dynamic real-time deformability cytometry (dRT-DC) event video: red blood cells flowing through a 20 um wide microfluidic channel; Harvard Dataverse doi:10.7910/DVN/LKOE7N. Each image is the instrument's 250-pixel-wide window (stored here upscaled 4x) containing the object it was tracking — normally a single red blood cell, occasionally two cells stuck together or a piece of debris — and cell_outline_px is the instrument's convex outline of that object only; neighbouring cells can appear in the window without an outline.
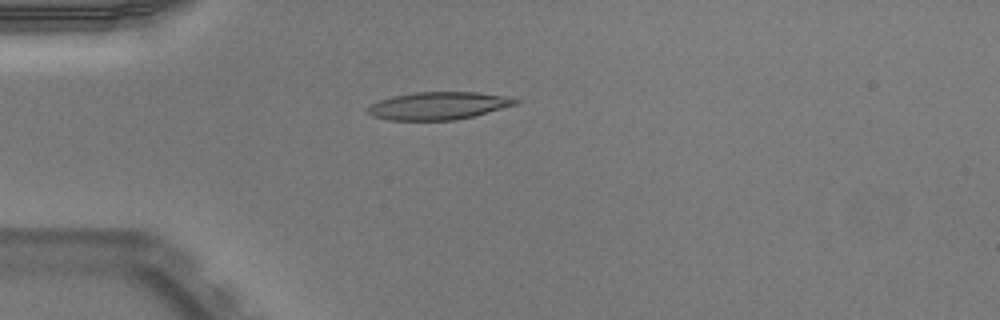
{"species": "Egyptian fruit bat (a non-hibernating species)", "species_latin": "Rousettus aegyptiacus", "temperature_condition": "warm", "stored_images_in_passage": 31, "camera_frame_rate_fps": 3000, "um_per_image_px": 0.085, "animal": {"sex": "male"}, "frame": {"image": 1, "passage_image": 1, "time_ms": 0.0, "image_size_px": [1000, 320], "cell_outline_px": [[520, 100], [516, 104], [472, 116], [456, 120], [388, 120], [372, 116], [364, 112], [364, 108], [380, 100], [392, 96], [416, 92], [476, 92], [508, 96]], "centroid_in_image_um": [37.2, 8.99], "position_along_channel_um": 47.8, "area_um2": 23.81}}
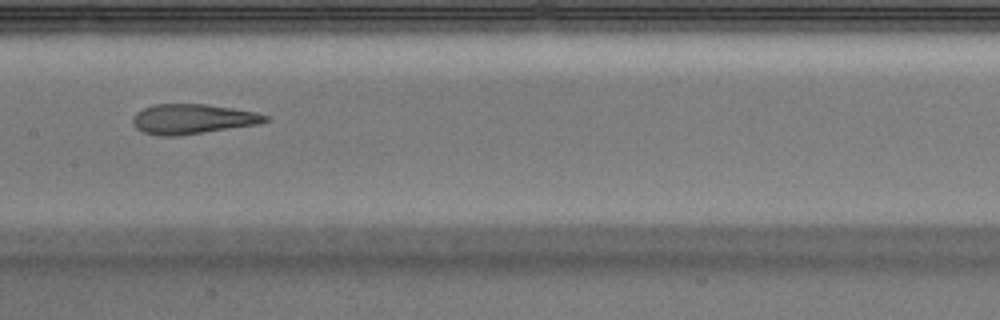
{"frame": {"image": 2, "passage_image": 13, "time_ms": 4.0, "image_size_px": [1000, 320], "cell_outline_px": [[272, 120], [260, 124], [180, 136], [160, 136], [144, 132], [136, 128], [132, 120], [132, 116], [136, 112], [144, 108], [156, 104], [204, 104], [232, 108], [256, 112], [268, 116]], "centroid_in_image_um": [16.39, 10.12], "position_along_channel_um": 191.0, "area_um2": 23.24}}
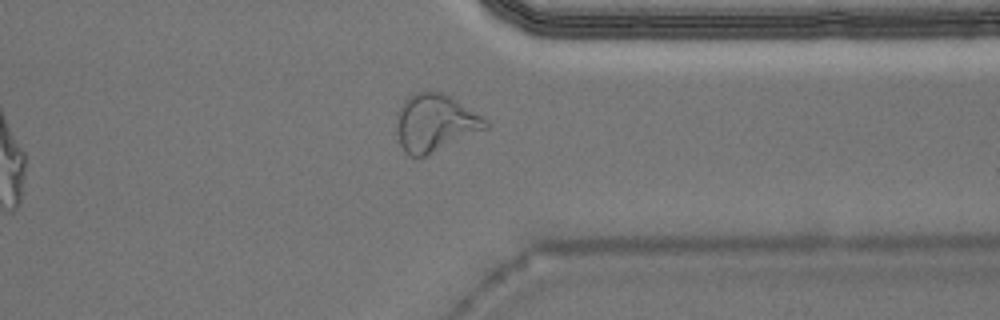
{"frame": {"image": 3, "passage_image": 27, "time_ms": 8.667, "image_size_px": [1000, 320], "cell_outline_px": [[488, 128], [424, 156], [408, 156], [404, 152], [400, 144], [396, 132], [396, 112], [400, 104], [408, 96], [424, 88], [428, 88], [452, 96], [484, 116], [488, 120]], "centroid_in_image_um": [36.96, 10.38], "position_along_channel_um": 374.4, "area_um2": 30.46}, "authors_computed_cell_mechanics": {"area_um2": 23.8136, "velocity_mm_per_s": 3.9836, "shape_relaxation_time_tau1_ms": null, "shape_relaxation_time_tau2_ms": 1.5902, "deformation_change_tau1": null, "deformation_change_tau2": 0.1005}}